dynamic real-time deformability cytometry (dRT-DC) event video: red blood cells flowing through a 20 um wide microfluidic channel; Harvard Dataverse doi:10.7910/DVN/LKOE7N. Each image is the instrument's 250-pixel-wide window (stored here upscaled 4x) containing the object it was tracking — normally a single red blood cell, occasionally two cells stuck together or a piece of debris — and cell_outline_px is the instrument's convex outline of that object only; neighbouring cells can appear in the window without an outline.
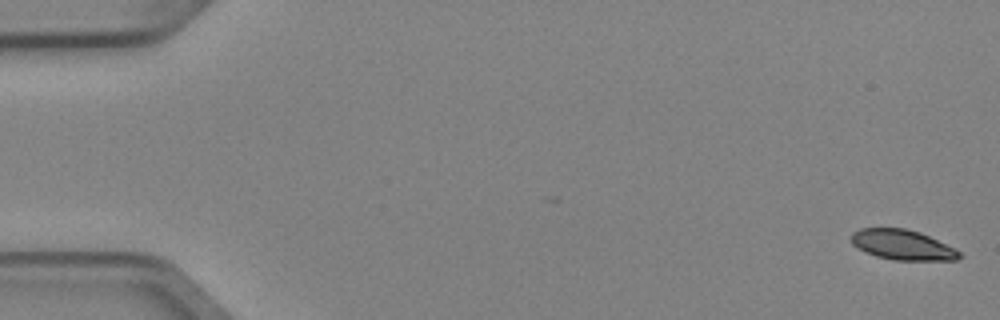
{"species": "Egyptian fruit bat (a non-hibernating species)", "species_latin": "Rousettus aegyptiacus", "temperature_condition": "cold", "stored_images_in_passage": 5, "camera_frame_rate_fps": 3000, "um_per_image_px": 0.085, "animal": {"sex": "female"}, "frame": {"image": 1, "passage_image": 1, "time_ms": 0.0, "image_size_px": [1000, 320], "cell_outline_px": [[964, 256], [956, 260], [896, 260], [876, 256], [852, 244], [852, 232], [860, 228], [904, 228], [920, 232], [956, 248]], "centroid_in_image_um": [76.76, 20.81], "position_along_channel_um": 8.2, "area_um2": 18.9}}
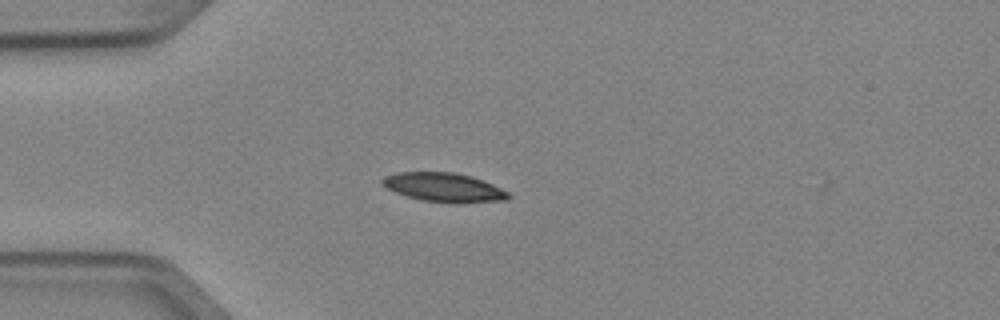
{"frame": {"image": 2, "passage_image": 4, "time_ms": 1.0, "image_size_px": [1000, 320], "cell_outline_px": [[512, 196], [508, 200], [424, 200], [408, 196], [396, 192], [380, 184], [380, 180], [384, 176], [396, 172], [456, 172], [472, 176], [492, 184], [508, 192]], "centroid_in_image_um": [37.66, 15.86], "position_along_channel_um": 47.3, "area_um2": 20.29}}